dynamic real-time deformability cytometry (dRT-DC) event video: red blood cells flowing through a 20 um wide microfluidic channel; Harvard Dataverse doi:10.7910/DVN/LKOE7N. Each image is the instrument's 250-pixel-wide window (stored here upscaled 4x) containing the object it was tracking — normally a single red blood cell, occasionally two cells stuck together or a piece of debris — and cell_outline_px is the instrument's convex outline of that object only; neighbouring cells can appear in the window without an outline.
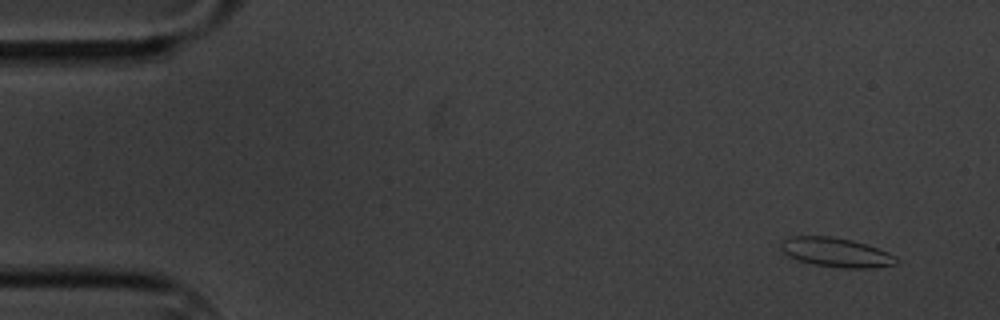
{"species": "common noctule bat (a hibernating species)", "species_latin": "Nyctalus noctula", "temperature_condition": "cold", "stored_images_in_passage": 4, "camera_frame_rate_fps": 3000, "um_per_image_px": 0.085, "animal": {"sex": "male", "body_mass_g": 20.1, "forearm_length_mm": 53.5}, "frame": {"image": 1, "passage_image": 1, "time_ms": 0.0, "image_size_px": [1000, 320], "cell_outline_px": [[900, 260], [896, 264], [876, 268], [844, 268], [812, 264], [788, 256], [780, 248], [780, 244], [788, 236], [832, 236], [852, 240], [888, 252], [896, 256]], "centroid_in_image_um": [71.09, 21.45], "position_along_channel_um": 13.9, "area_um2": 19.71}}